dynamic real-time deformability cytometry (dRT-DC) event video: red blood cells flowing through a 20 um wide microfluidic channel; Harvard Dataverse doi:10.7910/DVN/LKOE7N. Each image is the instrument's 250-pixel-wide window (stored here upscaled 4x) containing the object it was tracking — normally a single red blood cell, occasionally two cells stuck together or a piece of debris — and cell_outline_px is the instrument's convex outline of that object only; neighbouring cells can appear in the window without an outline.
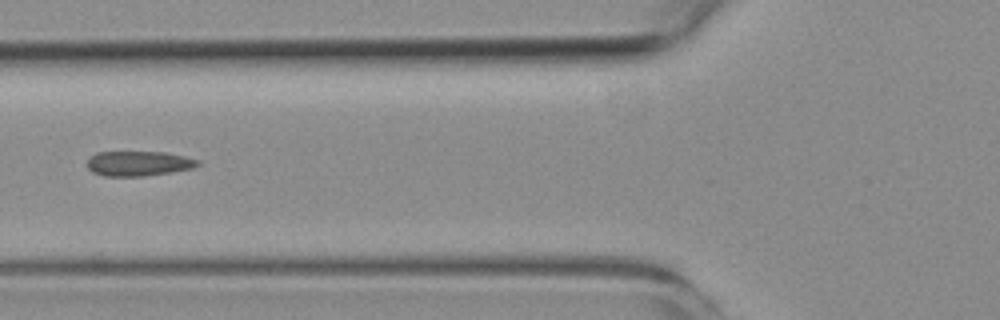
{"species": "common noctule bat (a hibernating species)", "species_latin": "Nyctalus noctula", "temperature_condition": "room temperature", "stored_images_in_passage": 8, "camera_frame_rate_fps": 3000, "um_per_image_px": 0.085, "animal": {"sex": "female", "body_mass_g": 19.3, "forearm_length_mm": 54.1}, "frame": {"image": 1, "passage_image": 4, "time_ms": 4.333, "image_size_px": [1000, 320], "cell_outline_px": [[200, 164], [192, 168], [172, 172], [144, 176], [104, 176], [92, 172], [88, 168], [88, 160], [96, 152], [164, 152], [184, 156], [200, 160]], "centroid_in_image_um": [11.79, 13.9], "position_along_channel_um": 114.0, "area_um2": 16.01}}
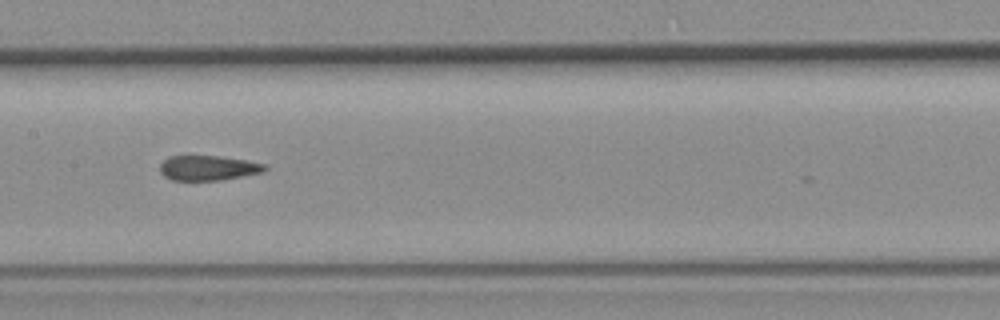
{"frame": {"image": 2, "passage_image": 6, "time_ms": 6.333, "image_size_px": [1000, 320], "cell_outline_px": [[268, 168], [264, 172], [220, 180], [172, 180], [164, 176], [160, 172], [160, 164], [168, 156], [216, 156], [244, 160], [268, 164]], "centroid_in_image_um": [17.7, 14.27], "position_along_channel_um": 189.7, "area_um2": 15.2}}
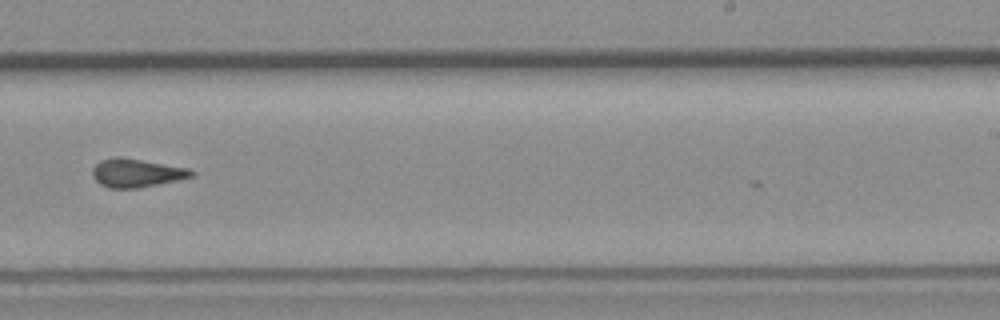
{"frame": {"image": 3, "passage_image": 8, "time_ms": 8.667, "image_size_px": [1000, 320], "cell_outline_px": [[196, 176], [136, 188], [108, 188], [100, 184], [92, 176], [92, 168], [100, 160], [116, 156], [188, 168], [196, 172]], "centroid_in_image_um": [11.58, 14.7], "position_along_channel_um": 277.4, "area_um2": 16.24}}